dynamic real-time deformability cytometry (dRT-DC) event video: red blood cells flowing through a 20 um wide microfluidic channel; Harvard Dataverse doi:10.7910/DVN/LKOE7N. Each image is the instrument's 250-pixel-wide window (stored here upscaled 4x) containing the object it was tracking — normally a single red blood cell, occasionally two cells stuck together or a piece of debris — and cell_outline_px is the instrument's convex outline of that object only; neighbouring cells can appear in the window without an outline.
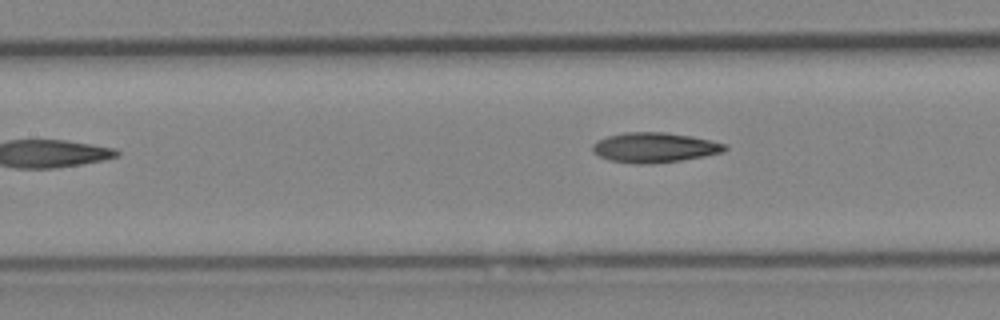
{"species": "Egyptian fruit bat (a non-hibernating species)", "species_latin": "Rousettus aegyptiacus", "temperature_condition": "cold", "stored_images_in_passage": 7, "camera_frame_rate_fps": 3000, "um_per_image_px": 0.085, "animal": {"sex": "female"}, "frame": {"image": 1, "passage_image": 6, "time_ms": 7.0, "image_size_px": [1000, 320], "cell_outline_px": [[728, 148], [724, 152], [704, 156], [680, 160], [648, 164], [632, 164], [608, 160], [592, 152], [592, 144], [608, 136], [624, 132], [664, 132], [692, 136], [724, 144]], "centroid_in_image_um": [55.6, 12.54], "position_along_channel_um": 151.8, "area_um2": 23.0}}
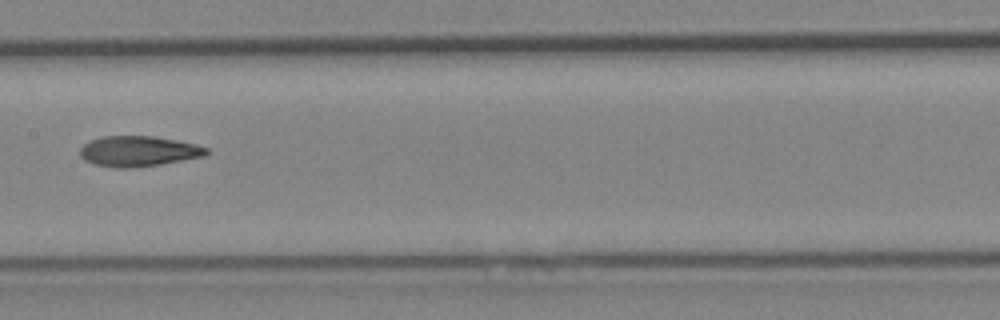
{"frame": {"image": 2, "passage_image": 7, "time_ms": 8.0, "image_size_px": [1000, 320], "cell_outline_px": [[208, 152], [204, 156], [160, 164], [136, 168], [112, 168], [92, 164], [84, 160], [80, 156], [80, 148], [84, 144], [92, 140], [104, 136], [152, 136], [176, 140], [196, 144], [208, 148]], "centroid_in_image_um": [11.73, 12.87], "position_along_channel_um": 195.7, "area_um2": 22.48}}